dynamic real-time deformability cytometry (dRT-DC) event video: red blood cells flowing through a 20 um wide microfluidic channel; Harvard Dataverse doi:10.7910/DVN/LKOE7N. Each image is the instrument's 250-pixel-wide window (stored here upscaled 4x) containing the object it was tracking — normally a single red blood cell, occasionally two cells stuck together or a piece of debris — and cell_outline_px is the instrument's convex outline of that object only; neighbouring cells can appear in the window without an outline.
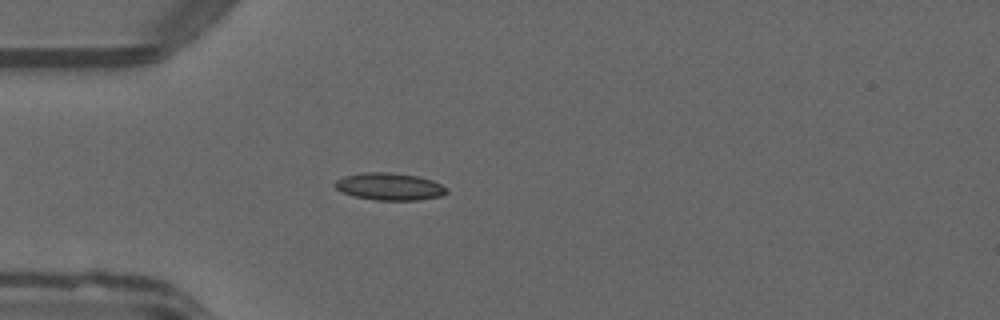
{"species": "common noctule bat (a hibernating species)", "species_latin": "Nyctalus noctula", "temperature_condition": "warm", "stored_images_in_passage": 36, "camera_frame_rate_fps": 3000, "um_per_image_px": 0.085, "animal": {"sex": "male", "forearm_length_mm": 52.5}, "frame": {"image": 1, "passage_image": 2, "time_ms": 0.333, "image_size_px": [1000, 320], "cell_outline_px": [[448, 192], [444, 196], [416, 200], [376, 200], [356, 196], [344, 192], [336, 188], [332, 184], [336, 180], [344, 176], [364, 172], [392, 172], [416, 176], [432, 180], [448, 188]], "centroid_in_image_um": [33.14, 15.85], "position_along_channel_um": 51.9, "area_um2": 17.74}}
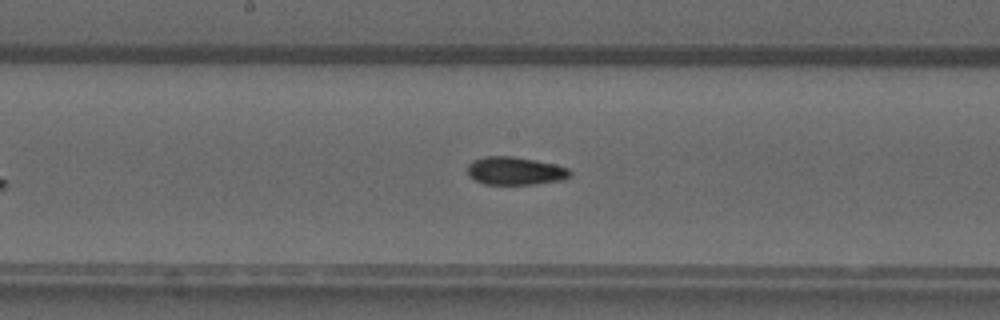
{"frame": {"image": 2, "passage_image": 14, "time_ms": 4.333, "image_size_px": [1000, 320], "cell_outline_px": [[572, 176], [564, 180], [532, 184], [484, 184], [468, 176], [468, 164], [472, 160], [484, 156], [512, 156], [556, 164], [568, 168], [572, 172]], "centroid_in_image_um": [43.8, 14.52], "position_along_channel_um": 204.4, "area_um2": 16.88}}
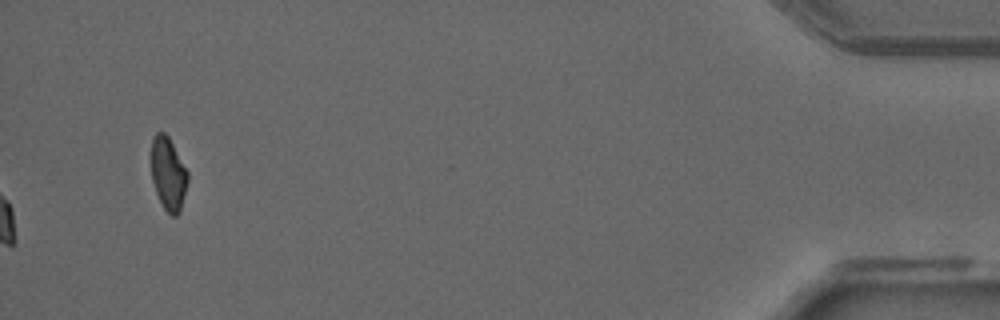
{"frame": {"image": 3, "passage_image": 36, "time_ms": 11.667, "image_size_px": [1000, 320], "cell_outline_px": [[188, 180], [180, 212], [176, 216], [172, 216], [164, 208], [156, 192], [152, 180], [152, 136], [156, 132], [164, 132], [168, 136], [188, 172]], "centroid_in_image_um": [14.3, 14.76], "position_along_channel_um": 420.9, "area_um2": 15.32}, "authors_computed_cell_mechanics": {"area_um2": 16.8776, "velocity_mm_per_s": 4.0512, "shape_relaxation_time_tau1_ms": null, "shape_relaxation_time_tau2_ms": 3.0762, "deformation_change_tau1": null, "deformation_change_tau2": 0.0656}}